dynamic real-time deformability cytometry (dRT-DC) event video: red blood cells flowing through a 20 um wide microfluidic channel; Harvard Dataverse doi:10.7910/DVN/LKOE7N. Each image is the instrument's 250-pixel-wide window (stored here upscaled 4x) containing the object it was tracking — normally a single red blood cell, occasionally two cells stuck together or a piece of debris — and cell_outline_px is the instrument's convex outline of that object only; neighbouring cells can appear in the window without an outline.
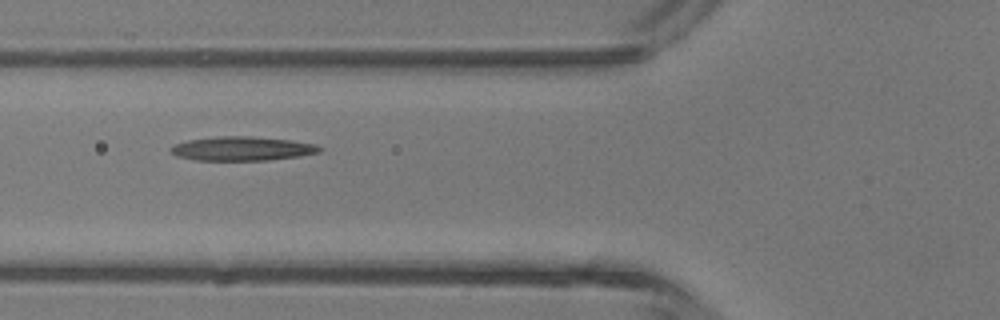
{"species": "common noctule bat (a hibernating species)", "species_latin": "Nyctalus noctula", "temperature_condition": "room temperature", "stored_images_in_passage": 5, "camera_frame_rate_fps": 3000, "um_per_image_px": 0.085, "animal": {"sex": "male", "body_mass_g": 13.3}, "frame": {"image": 1, "passage_image": 4, "time_ms": 4.333, "image_size_px": [1000, 320], "cell_outline_px": [[324, 148], [320, 152], [300, 156], [268, 160], [196, 160], [176, 156], [168, 148], [176, 144], [188, 140], [216, 136], [252, 136], [288, 140], [316, 144]], "centroid_in_image_um": [20.59, 12.63], "position_along_channel_um": 105.2, "area_um2": 20.87}}
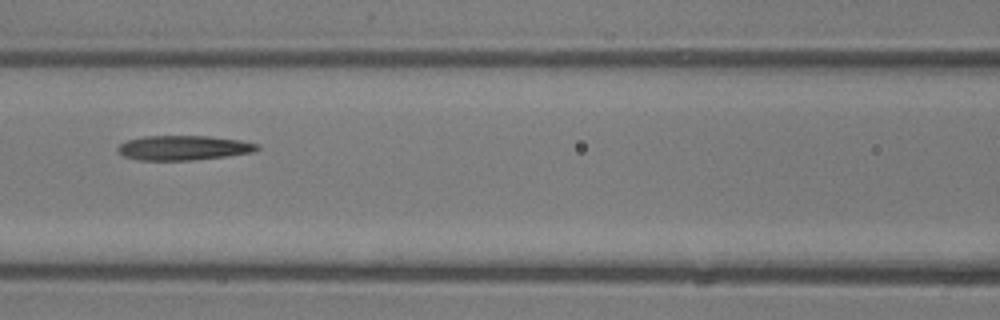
{"frame": {"image": 2, "passage_image": 5, "time_ms": 5.333, "image_size_px": [1000, 320], "cell_outline_px": [[260, 148], [256, 152], [192, 160], [136, 160], [124, 156], [116, 152], [116, 148], [120, 144], [128, 140], [144, 136], [208, 136], [240, 140], [260, 144]], "centroid_in_image_um": [15.6, 12.56], "position_along_channel_um": 151.0, "area_um2": 20.11}}